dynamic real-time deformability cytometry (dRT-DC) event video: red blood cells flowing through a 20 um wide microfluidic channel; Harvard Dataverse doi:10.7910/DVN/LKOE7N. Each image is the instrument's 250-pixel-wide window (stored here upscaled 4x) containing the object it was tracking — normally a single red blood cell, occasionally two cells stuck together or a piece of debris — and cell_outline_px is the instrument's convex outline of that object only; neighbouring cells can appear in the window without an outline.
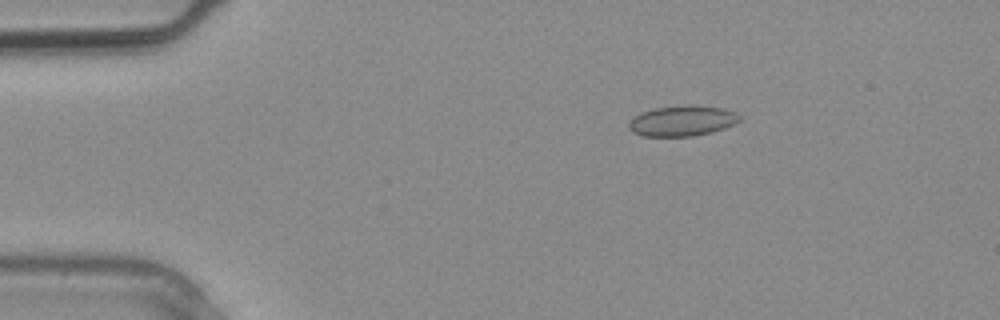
{"species": "common noctule bat (a hibernating species)", "species_latin": "Nyctalus noctula", "temperature_condition": "warm", "stored_images_in_passage": 3, "camera_frame_rate_fps": 3000, "um_per_image_px": 0.085, "animal": {"sex": "male", "body_mass_g": 20.4}, "frame": {"image": 1, "passage_image": 2, "time_ms": 0.333, "image_size_px": [1000, 320], "cell_outline_px": [[740, 120], [724, 128], [712, 132], [692, 136], [644, 136], [632, 132], [628, 128], [628, 124], [640, 112], [656, 108], [688, 104], [724, 108], [736, 112], [740, 116]], "centroid_in_image_um": [58.0, 10.26], "position_along_channel_um": 27.0, "area_um2": 19.65}}
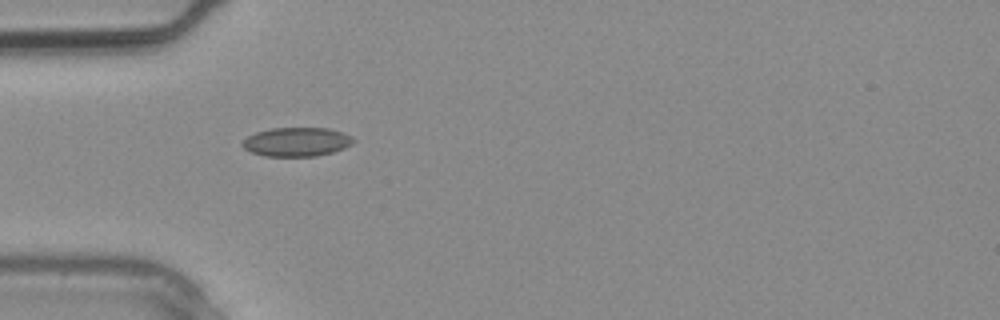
{"frame": {"image": 2, "passage_image": 3, "time_ms": 0.667, "image_size_px": [1000, 320], "cell_outline_px": [[356, 140], [352, 144], [344, 148], [332, 152], [316, 156], [264, 156], [252, 152], [244, 148], [240, 144], [248, 136], [256, 132], [272, 128], [328, 128], [352, 136]], "centroid_in_image_um": [25.22, 12.06], "position_along_channel_um": 59.8, "area_um2": 18.67}}